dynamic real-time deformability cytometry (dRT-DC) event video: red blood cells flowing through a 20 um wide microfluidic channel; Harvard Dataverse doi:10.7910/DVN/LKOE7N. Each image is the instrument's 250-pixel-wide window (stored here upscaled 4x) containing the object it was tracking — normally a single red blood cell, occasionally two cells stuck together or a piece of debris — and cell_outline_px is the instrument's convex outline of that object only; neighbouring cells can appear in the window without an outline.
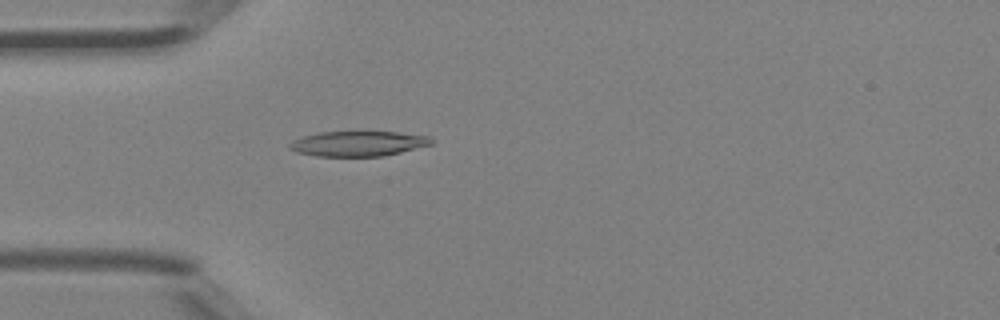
{"species": "Egyptian fruit bat (a non-hibernating species)", "species_latin": "Rousettus aegyptiacus", "temperature_condition": "room temperature", "stored_images_in_passage": 4, "camera_frame_rate_fps": 3000, "um_per_image_px": 0.085, "animal": {"sex": "female"}, "frame": {"image": 1, "passage_image": 4, "time_ms": 1.0, "image_size_px": [1000, 320], "cell_outline_px": [[432, 144], [384, 156], [316, 156], [296, 152], [288, 148], [288, 144], [292, 140], [304, 136], [320, 132], [400, 132], [428, 136], [432, 140]], "centroid_in_image_um": [30.4, 12.21], "position_along_channel_um": 54.6, "area_um2": 20.63}}